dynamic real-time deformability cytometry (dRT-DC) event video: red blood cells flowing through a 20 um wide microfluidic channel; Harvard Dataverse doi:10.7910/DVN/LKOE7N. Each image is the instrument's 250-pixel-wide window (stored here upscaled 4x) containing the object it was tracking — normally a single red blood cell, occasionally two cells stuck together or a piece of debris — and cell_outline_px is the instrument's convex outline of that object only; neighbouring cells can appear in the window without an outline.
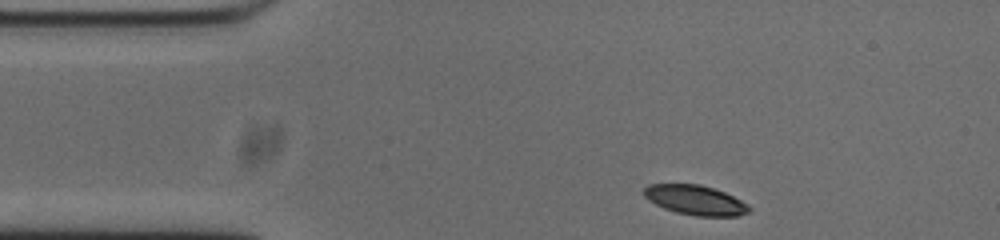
{"species": "common noctule bat (a hibernating species)", "species_latin": "Nyctalus noctula", "temperature_condition": "cold", "stored_images_in_passage": 46, "camera_frame_rate_fps": 3000, "um_per_image_px": 0.085, "animal": {"sex": "male", "body_mass_g": 20.0, "forearm_length_mm": 53.3}, "frame": {"image": 1, "passage_image": 1, "time_ms": 0.0, "image_size_px": [1000, 240], "cell_outline_px": [[752, 208], [748, 212], [736, 216], [696, 216], [676, 212], [664, 208], [648, 200], [644, 196], [644, 188], [648, 184], [700, 184], [724, 192], [748, 204]], "centroid_in_image_um": [59.09, 17.01], "position_along_channel_um": 25.9, "area_um2": 18.09}}
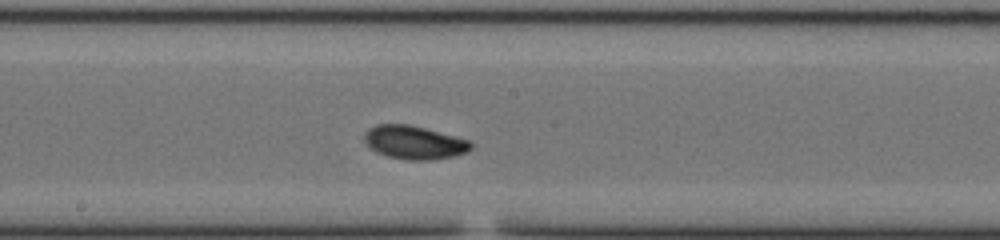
{"frame": {"image": 2, "passage_image": 20, "time_ms": 6.333, "image_size_px": [1000, 240], "cell_outline_px": [[472, 148], [468, 152], [452, 156], [428, 160], [408, 160], [388, 156], [376, 152], [364, 140], [364, 132], [368, 128], [376, 124], [408, 124], [424, 128], [468, 140], [472, 144]], "centroid_in_image_um": [35.18, 12.1], "position_along_channel_um": 213.0, "area_um2": 20.52}}
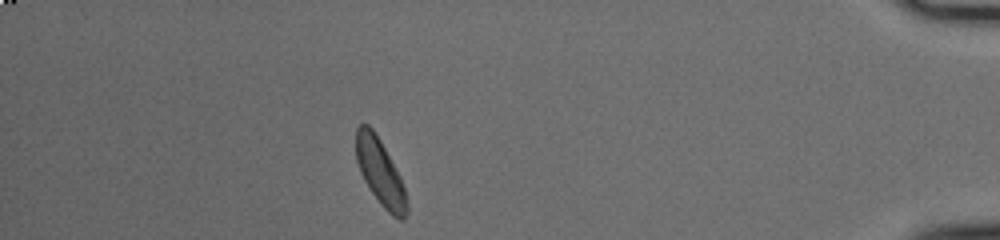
{"frame": {"image": 3, "passage_image": 40, "time_ms": 13.0, "image_size_px": [1000, 240], "cell_outline_px": [[408, 212], [404, 220], [400, 220], [392, 216], [380, 204], [364, 180], [360, 172], [356, 160], [356, 128], [360, 124], [368, 124], [372, 128], [380, 140], [400, 176], [404, 188], [408, 204]], "centroid_in_image_um": [32.32, 14.67], "position_along_channel_um": 402.9, "area_um2": 19.54}, "authors_computed_cell_mechanics": {"area_um2": 19.5364, "velocity_mm_per_s": 3.7206, "shape_relaxation_time_tau1_ms": 3.2623, "shape_relaxation_time_tau2_ms": 11.2482, "deformation_change_tau1": 0.1208, "deformation_change_tau2": 0.1802}}